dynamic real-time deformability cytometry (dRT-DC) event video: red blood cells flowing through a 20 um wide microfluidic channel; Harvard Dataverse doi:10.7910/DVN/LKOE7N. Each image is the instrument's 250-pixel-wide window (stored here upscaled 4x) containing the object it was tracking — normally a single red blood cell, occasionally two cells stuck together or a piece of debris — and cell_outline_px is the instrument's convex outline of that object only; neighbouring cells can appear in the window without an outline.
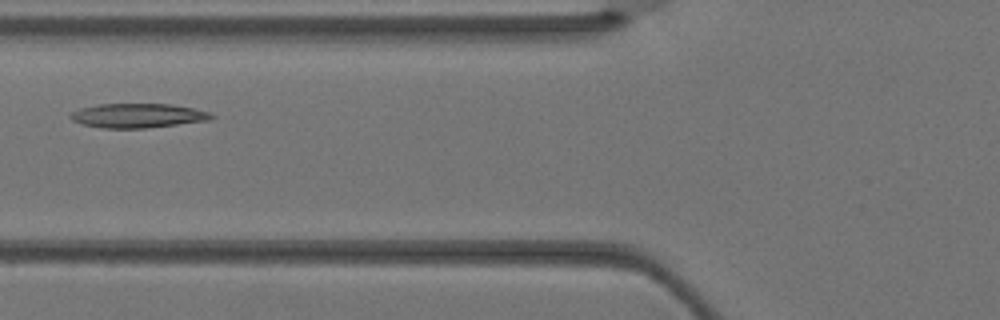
{"species": "Egyptian fruit bat (a non-hibernating species)", "species_latin": "Rousettus aegyptiacus", "temperature_condition": "warm", "stored_images_in_passage": 3, "camera_frame_rate_fps": 3000, "um_per_image_px": 0.085, "animal": {"sex": "female"}, "frame": {"image": 1, "passage_image": 3, "time_ms": 0.667, "image_size_px": [1000, 320], "cell_outline_px": [[216, 116], [208, 120], [144, 128], [104, 128], [84, 124], [72, 120], [68, 116], [72, 112], [80, 108], [96, 104], [172, 104], [212, 112]], "centroid_in_image_um": [11.71, 9.81], "position_along_channel_um": 114.1, "area_um2": 19.83}}